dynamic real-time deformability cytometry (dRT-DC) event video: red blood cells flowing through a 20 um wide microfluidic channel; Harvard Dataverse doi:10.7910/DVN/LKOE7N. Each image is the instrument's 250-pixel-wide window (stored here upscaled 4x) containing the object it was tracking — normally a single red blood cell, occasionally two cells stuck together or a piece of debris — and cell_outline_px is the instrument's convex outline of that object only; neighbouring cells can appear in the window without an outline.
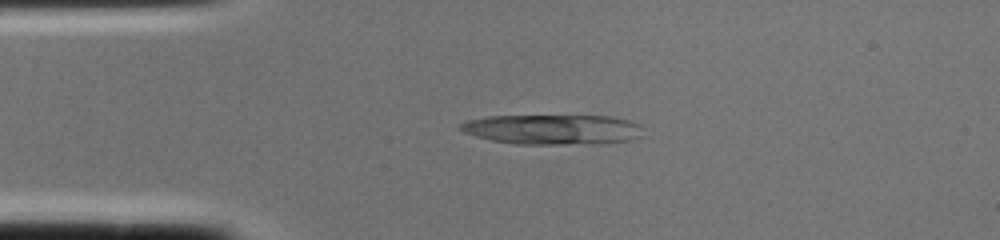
{"species": "common noctule bat (a hibernating species)", "species_latin": "Nyctalus noctula", "temperature_condition": "cold", "stored_images_in_passage": 1, "camera_frame_rate_fps": 3000, "um_per_image_px": 0.085, "animal": {"sex": "female", "body_mass_g": 22.0, "forearm_length_mm": 56.7}, "frame": {"image": 1, "passage_image": 1, "time_ms": 0.0, "image_size_px": [1000, 240], "cell_outline_px": [[640, 136], [632, 140], [596, 144], [516, 144], [492, 140], [476, 136], [464, 132], [456, 128], [460, 124], [468, 120], [488, 116], [608, 116], [628, 120], [640, 124]], "centroid_in_image_um": [46.96, 11.01], "position_along_channel_um": 38.0, "area_um2": 31.91}}